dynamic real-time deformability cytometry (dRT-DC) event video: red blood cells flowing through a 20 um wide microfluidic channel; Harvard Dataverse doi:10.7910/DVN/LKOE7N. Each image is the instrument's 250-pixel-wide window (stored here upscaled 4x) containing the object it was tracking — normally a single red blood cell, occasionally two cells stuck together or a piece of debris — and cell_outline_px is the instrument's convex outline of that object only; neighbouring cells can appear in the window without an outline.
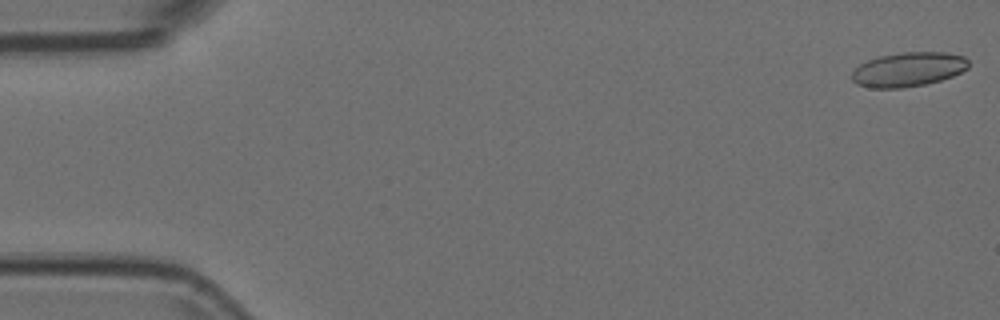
{"species": "Egyptian fruit bat (a non-hibernating species)", "species_latin": "Rousettus aegyptiacus", "temperature_condition": "room temperature", "stored_images_in_passage": 55, "camera_frame_rate_fps": 3000, "um_per_image_px": 0.085, "animal": {"sex": "female"}, "frame": {"image": 1, "passage_image": 1, "time_ms": 0.0, "image_size_px": [1000, 320], "cell_outline_px": [[968, 68], [952, 76], [940, 80], [924, 84], [904, 88], [868, 88], [856, 84], [852, 80], [852, 72], [860, 64], [868, 60], [880, 56], [900, 52], [944, 52], [964, 56], [968, 60]], "centroid_in_image_um": [77.18, 5.9], "position_along_channel_um": 7.8, "area_um2": 23.35}}
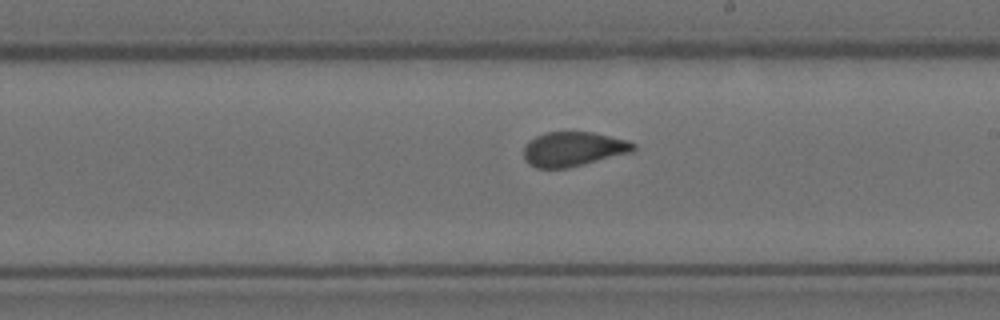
{"frame": {"image": 2, "passage_image": 31, "time_ms": 10.0, "image_size_px": [1000, 320], "cell_outline_px": [[636, 148], [632, 152], [568, 168], [536, 168], [528, 164], [524, 160], [524, 144], [528, 140], [544, 132], [592, 132], [624, 140], [636, 144]], "centroid_in_image_um": [48.67, 12.67], "position_along_channel_um": 240.3, "area_um2": 22.08}}
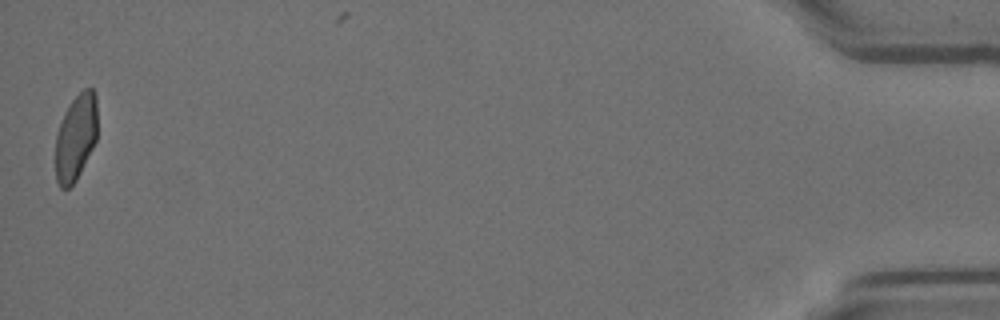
{"frame": {"image": 3, "passage_image": 54, "time_ms": 17.667, "image_size_px": [1000, 320], "cell_outline_px": [[96, 140], [76, 180], [68, 188], [60, 188], [56, 180], [56, 132], [64, 112], [72, 100], [84, 88], [92, 88], [96, 96]], "centroid_in_image_um": [6.43, 11.66], "position_along_channel_um": 428.8, "area_um2": 20.87}}